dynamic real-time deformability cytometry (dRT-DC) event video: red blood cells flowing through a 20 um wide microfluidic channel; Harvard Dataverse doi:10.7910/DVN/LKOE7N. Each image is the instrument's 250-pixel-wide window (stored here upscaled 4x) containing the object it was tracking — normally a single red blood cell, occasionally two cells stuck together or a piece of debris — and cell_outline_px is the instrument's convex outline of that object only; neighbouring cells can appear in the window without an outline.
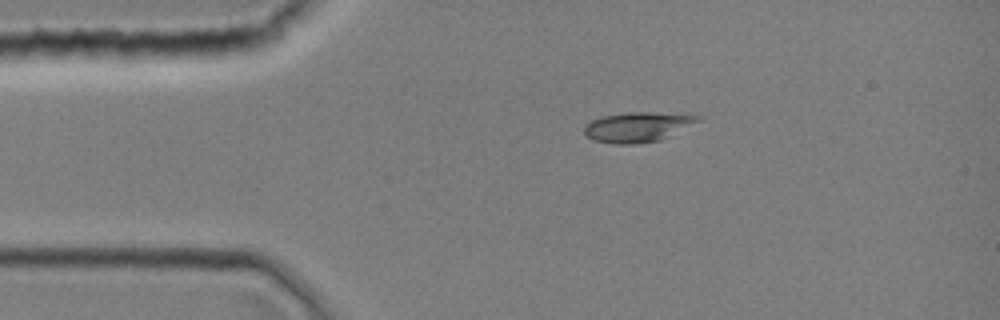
{"species": "common noctule bat (a hibernating species)", "species_latin": "Nyctalus noctula", "temperature_condition": "room temperature", "stored_images_in_passage": 1, "camera_frame_rate_fps": 3000, "um_per_image_px": 0.085, "animal": {"sex": "female", "body_mass_g": 19.0, "forearm_length_mm": 51.5}, "frame": {"image": 1, "passage_image": 1, "time_ms": 0.0, "image_size_px": [1000, 320], "cell_outline_px": [[704, 120], [660, 140], [636, 144], [616, 144], [592, 140], [584, 132], [584, 124], [600, 116], [628, 112], [648, 112], [700, 116]], "centroid_in_image_um": [54.19, 10.79], "position_along_channel_um": 30.8, "area_um2": 19.88}}